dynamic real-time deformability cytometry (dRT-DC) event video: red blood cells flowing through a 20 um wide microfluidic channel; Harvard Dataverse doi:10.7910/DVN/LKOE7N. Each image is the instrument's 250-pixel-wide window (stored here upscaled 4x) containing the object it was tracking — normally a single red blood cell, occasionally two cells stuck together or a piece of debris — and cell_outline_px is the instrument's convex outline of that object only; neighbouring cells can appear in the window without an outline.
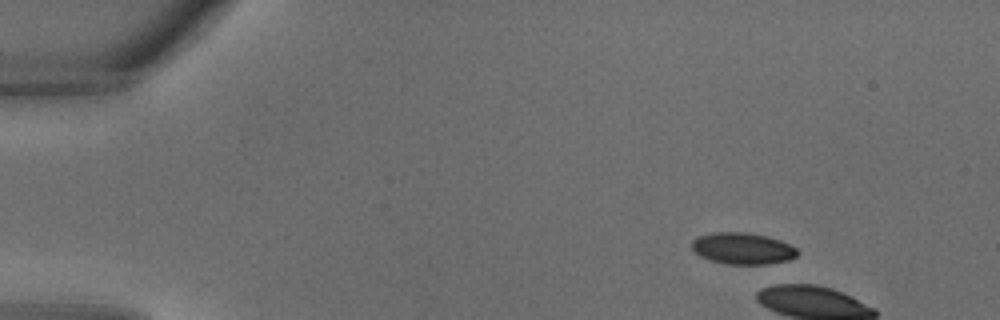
{"species": "common noctule bat (a hibernating species)", "species_latin": "Nyctalus noctula", "temperature_condition": "warm", "stored_images_in_passage": 4, "camera_frame_rate_fps": 3000, "um_per_image_px": 0.085, "animal": {"sex": "male", "body_mass_g": 18.8}, "frame": {"image": 1, "passage_image": 1, "time_ms": 0.0, "image_size_px": [1000, 320], "cell_outline_px": [[800, 252], [796, 256], [788, 260], [768, 264], [728, 264], [712, 260], [700, 256], [692, 248], [692, 240], [696, 236], [712, 232], [744, 232], [768, 236], [780, 240], [796, 248]], "centroid_in_image_um": [63.12, 21.11], "position_along_channel_um": 21.9, "area_um2": 19.42}}